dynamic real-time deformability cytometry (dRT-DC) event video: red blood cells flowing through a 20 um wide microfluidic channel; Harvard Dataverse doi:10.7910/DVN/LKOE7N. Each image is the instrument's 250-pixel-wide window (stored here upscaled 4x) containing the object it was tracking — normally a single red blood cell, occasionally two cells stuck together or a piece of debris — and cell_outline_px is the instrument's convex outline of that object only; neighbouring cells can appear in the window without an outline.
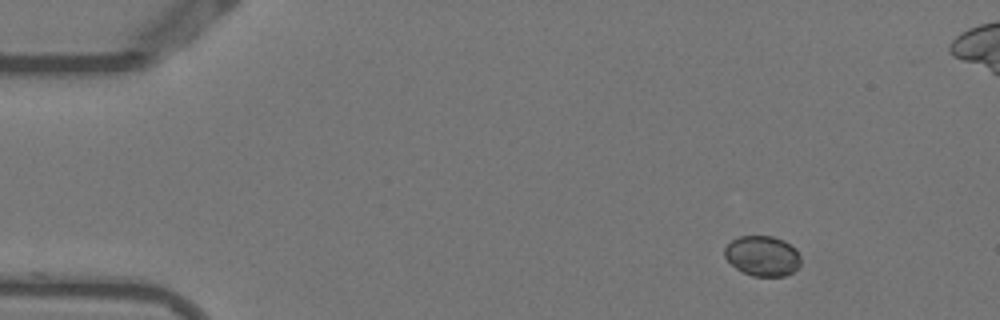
{"species": "Egyptian fruit bat (a non-hibernating species)", "species_latin": "Rousettus aegyptiacus", "temperature_condition": "warm", "stored_images_in_passage": 49, "camera_frame_rate_fps": 3000, "um_per_image_px": 0.085, "animal": {"sex": "female"}, "frame": {"image": 1, "passage_image": 1, "time_ms": 0.0, "image_size_px": [1000, 320], "cell_outline_px": [[800, 264], [792, 272], [784, 276], [752, 276], [736, 268], [724, 256], [724, 248], [732, 240], [740, 236], [772, 236], [784, 240], [796, 248], [800, 256]], "centroid_in_image_um": [64.82, 21.74], "position_along_channel_um": 20.2, "area_um2": 17.8}}
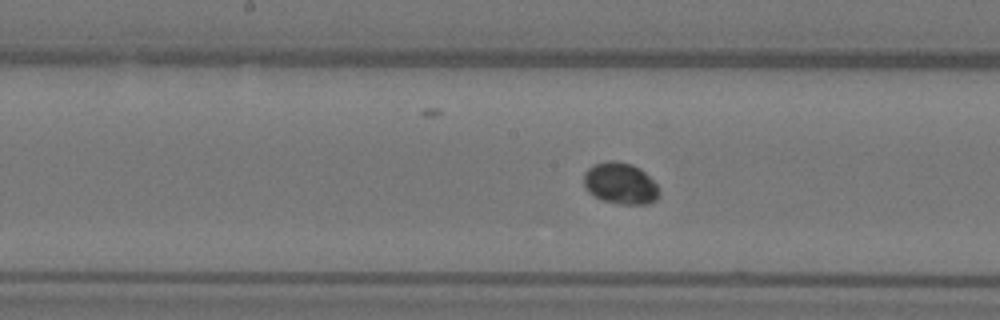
{"frame": {"image": 2, "passage_image": 22, "time_ms": 7.0, "image_size_px": [1000, 320], "cell_outline_px": [[660, 196], [656, 200], [648, 204], [620, 204], [600, 200], [588, 192], [584, 184], [584, 172], [592, 164], [608, 160], [612, 160], [632, 164], [640, 168], [660, 188]], "centroid_in_image_um": [52.73, 15.59], "position_along_channel_um": 195.5, "area_um2": 18.5}}
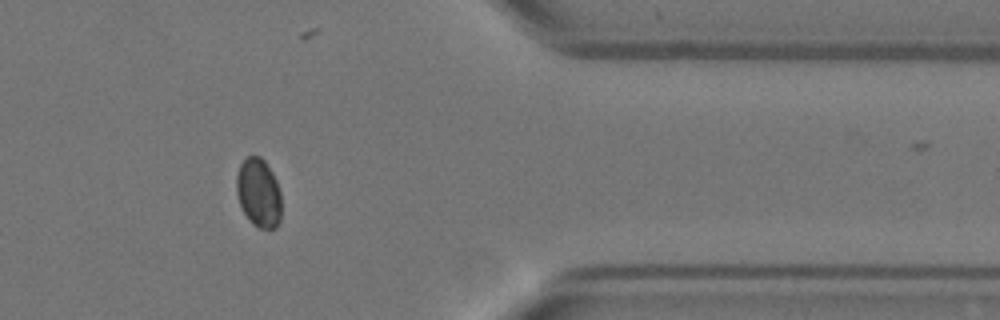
{"frame": {"image": 3, "passage_image": 39, "time_ms": 12.667, "image_size_px": [1000, 320], "cell_outline_px": [[280, 220], [276, 228], [260, 228], [252, 224], [248, 220], [240, 204], [236, 192], [236, 176], [240, 164], [248, 156], [260, 156], [264, 160], [272, 172], [276, 180], [280, 192]], "centroid_in_image_um": [21.97, 16.39], "position_along_channel_um": 389.4, "area_um2": 17.98}}